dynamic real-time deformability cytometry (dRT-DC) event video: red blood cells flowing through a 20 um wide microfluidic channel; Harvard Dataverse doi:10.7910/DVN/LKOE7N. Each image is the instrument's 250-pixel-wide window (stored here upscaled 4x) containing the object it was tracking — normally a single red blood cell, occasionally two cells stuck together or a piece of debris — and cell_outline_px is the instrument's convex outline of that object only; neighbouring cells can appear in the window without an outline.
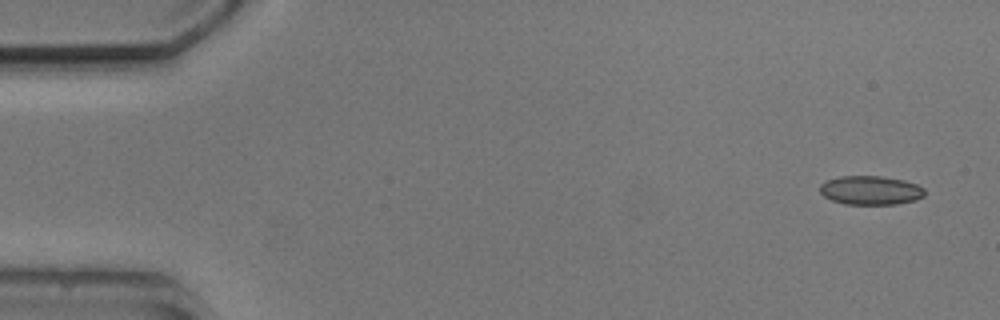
{"species": "common noctule bat (a hibernating species)", "species_latin": "Nyctalus noctula", "temperature_condition": "cold", "stored_images_in_passage": 13, "camera_frame_rate_fps": 3000, "um_per_image_px": 0.085, "animal": {"sex": "male", "body_mass_g": 20.5, "forearm_length_mm": 52.5}, "frame": {"image": 1, "passage_image": 1, "time_ms": 0.0, "image_size_px": [1000, 320], "cell_outline_px": [[924, 196], [916, 200], [896, 204], [844, 204], [832, 200], [824, 196], [820, 192], [820, 184], [828, 180], [840, 176], [880, 176], [904, 180], [916, 184], [924, 188]], "centroid_in_image_um": [74.0, 16.18], "position_along_channel_um": 11.0, "area_um2": 17.63}}